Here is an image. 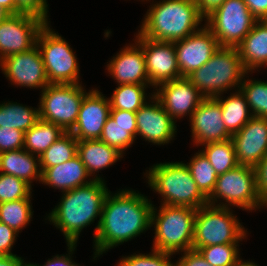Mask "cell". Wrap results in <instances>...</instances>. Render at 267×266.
<instances>
[{"instance_id": "1", "label": "cell", "mask_w": 267, "mask_h": 266, "mask_svg": "<svg viewBox=\"0 0 267 266\" xmlns=\"http://www.w3.org/2000/svg\"><path fill=\"white\" fill-rule=\"evenodd\" d=\"M152 208L151 201L134 190L123 189L115 194L109 192L93 239V259L150 229Z\"/></svg>"}, {"instance_id": "2", "label": "cell", "mask_w": 267, "mask_h": 266, "mask_svg": "<svg viewBox=\"0 0 267 266\" xmlns=\"http://www.w3.org/2000/svg\"><path fill=\"white\" fill-rule=\"evenodd\" d=\"M109 192L104 180L96 179L63 192L61 201L48 214L47 219L63 232L67 243H77L82 229L92 224L99 216L93 236L95 237L101 221L103 204Z\"/></svg>"}, {"instance_id": "3", "label": "cell", "mask_w": 267, "mask_h": 266, "mask_svg": "<svg viewBox=\"0 0 267 266\" xmlns=\"http://www.w3.org/2000/svg\"><path fill=\"white\" fill-rule=\"evenodd\" d=\"M204 18L194 0H163L150 5L138 32L154 41L175 42L200 30Z\"/></svg>"}, {"instance_id": "4", "label": "cell", "mask_w": 267, "mask_h": 266, "mask_svg": "<svg viewBox=\"0 0 267 266\" xmlns=\"http://www.w3.org/2000/svg\"><path fill=\"white\" fill-rule=\"evenodd\" d=\"M148 185L164 199L163 205L198 209L208 204L183 162L157 163L146 172Z\"/></svg>"}, {"instance_id": "5", "label": "cell", "mask_w": 267, "mask_h": 266, "mask_svg": "<svg viewBox=\"0 0 267 266\" xmlns=\"http://www.w3.org/2000/svg\"><path fill=\"white\" fill-rule=\"evenodd\" d=\"M248 75L236 47L220 46L207 63L193 71L187 78L205 98L227 93L228 89H240Z\"/></svg>"}, {"instance_id": "6", "label": "cell", "mask_w": 267, "mask_h": 266, "mask_svg": "<svg viewBox=\"0 0 267 266\" xmlns=\"http://www.w3.org/2000/svg\"><path fill=\"white\" fill-rule=\"evenodd\" d=\"M159 207L157 212L153 205L151 212V227L155 229L152 248L172 254L192 249L197 209L163 204Z\"/></svg>"}, {"instance_id": "7", "label": "cell", "mask_w": 267, "mask_h": 266, "mask_svg": "<svg viewBox=\"0 0 267 266\" xmlns=\"http://www.w3.org/2000/svg\"><path fill=\"white\" fill-rule=\"evenodd\" d=\"M231 208L209 204L196 210L192 249L216 244L239 243L247 234ZM243 226V227H242Z\"/></svg>"}, {"instance_id": "8", "label": "cell", "mask_w": 267, "mask_h": 266, "mask_svg": "<svg viewBox=\"0 0 267 266\" xmlns=\"http://www.w3.org/2000/svg\"><path fill=\"white\" fill-rule=\"evenodd\" d=\"M36 45L42 56L49 84H81L75 53L62 36L50 29L49 22L39 32Z\"/></svg>"}, {"instance_id": "9", "label": "cell", "mask_w": 267, "mask_h": 266, "mask_svg": "<svg viewBox=\"0 0 267 266\" xmlns=\"http://www.w3.org/2000/svg\"><path fill=\"white\" fill-rule=\"evenodd\" d=\"M223 199L226 203L218 202ZM260 197L257 190L255 167L237 165L235 168L220 174L217 177L216 186L210 197L208 204L217 207L230 206L241 207L243 210L258 209Z\"/></svg>"}, {"instance_id": "10", "label": "cell", "mask_w": 267, "mask_h": 266, "mask_svg": "<svg viewBox=\"0 0 267 266\" xmlns=\"http://www.w3.org/2000/svg\"><path fill=\"white\" fill-rule=\"evenodd\" d=\"M86 93L81 84H49L41 92L38 106L40 119L70 132L76 124Z\"/></svg>"}, {"instance_id": "11", "label": "cell", "mask_w": 267, "mask_h": 266, "mask_svg": "<svg viewBox=\"0 0 267 266\" xmlns=\"http://www.w3.org/2000/svg\"><path fill=\"white\" fill-rule=\"evenodd\" d=\"M204 20L219 45L227 47H237L258 21L243 0H226Z\"/></svg>"}, {"instance_id": "12", "label": "cell", "mask_w": 267, "mask_h": 266, "mask_svg": "<svg viewBox=\"0 0 267 266\" xmlns=\"http://www.w3.org/2000/svg\"><path fill=\"white\" fill-rule=\"evenodd\" d=\"M47 22L26 14H11L0 23V61L36 46L37 37Z\"/></svg>"}, {"instance_id": "13", "label": "cell", "mask_w": 267, "mask_h": 266, "mask_svg": "<svg viewBox=\"0 0 267 266\" xmlns=\"http://www.w3.org/2000/svg\"><path fill=\"white\" fill-rule=\"evenodd\" d=\"M136 38L141 42L145 55L146 73L150 85H159L181 78L174 42L154 41L142 36Z\"/></svg>"}, {"instance_id": "14", "label": "cell", "mask_w": 267, "mask_h": 266, "mask_svg": "<svg viewBox=\"0 0 267 266\" xmlns=\"http://www.w3.org/2000/svg\"><path fill=\"white\" fill-rule=\"evenodd\" d=\"M0 68L11 84L44 89L49 85L42 56L37 47L10 55L0 61Z\"/></svg>"}, {"instance_id": "15", "label": "cell", "mask_w": 267, "mask_h": 266, "mask_svg": "<svg viewBox=\"0 0 267 266\" xmlns=\"http://www.w3.org/2000/svg\"><path fill=\"white\" fill-rule=\"evenodd\" d=\"M174 46L182 77L189 76L207 63L220 47L218 40L205 25L183 40L175 41Z\"/></svg>"}, {"instance_id": "16", "label": "cell", "mask_w": 267, "mask_h": 266, "mask_svg": "<svg viewBox=\"0 0 267 266\" xmlns=\"http://www.w3.org/2000/svg\"><path fill=\"white\" fill-rule=\"evenodd\" d=\"M151 95L149 97L152 104L146 102L136 112L137 135L154 145L168 144L177 132L176 122L154 94Z\"/></svg>"}, {"instance_id": "17", "label": "cell", "mask_w": 267, "mask_h": 266, "mask_svg": "<svg viewBox=\"0 0 267 266\" xmlns=\"http://www.w3.org/2000/svg\"><path fill=\"white\" fill-rule=\"evenodd\" d=\"M156 91L153 92L154 96L160 101L171 118L176 119L175 121H177V118H183L187 113L191 117L205 98L187 77L163 83L159 85V89L157 88Z\"/></svg>"}, {"instance_id": "18", "label": "cell", "mask_w": 267, "mask_h": 266, "mask_svg": "<svg viewBox=\"0 0 267 266\" xmlns=\"http://www.w3.org/2000/svg\"><path fill=\"white\" fill-rule=\"evenodd\" d=\"M231 140L238 165L255 167L267 155V118L253 116Z\"/></svg>"}, {"instance_id": "19", "label": "cell", "mask_w": 267, "mask_h": 266, "mask_svg": "<svg viewBox=\"0 0 267 266\" xmlns=\"http://www.w3.org/2000/svg\"><path fill=\"white\" fill-rule=\"evenodd\" d=\"M105 97L95 88L84 95L78 119L70 131L78 141L101 137L111 110L109 99Z\"/></svg>"}, {"instance_id": "20", "label": "cell", "mask_w": 267, "mask_h": 266, "mask_svg": "<svg viewBox=\"0 0 267 266\" xmlns=\"http://www.w3.org/2000/svg\"><path fill=\"white\" fill-rule=\"evenodd\" d=\"M189 119L193 142L197 146L231 139L221 106L215 98H204Z\"/></svg>"}, {"instance_id": "21", "label": "cell", "mask_w": 267, "mask_h": 266, "mask_svg": "<svg viewBox=\"0 0 267 266\" xmlns=\"http://www.w3.org/2000/svg\"><path fill=\"white\" fill-rule=\"evenodd\" d=\"M135 44L127 45L107 64L108 73L118 85H149L146 73L145 55L141 42L136 38Z\"/></svg>"}, {"instance_id": "22", "label": "cell", "mask_w": 267, "mask_h": 266, "mask_svg": "<svg viewBox=\"0 0 267 266\" xmlns=\"http://www.w3.org/2000/svg\"><path fill=\"white\" fill-rule=\"evenodd\" d=\"M40 169L41 183L55 189H61V192H67L79 186L86 185L94 179L103 180L97 175L94 178L92 177V179H88L91 176L88 174L86 167L78 155L60 165Z\"/></svg>"}, {"instance_id": "23", "label": "cell", "mask_w": 267, "mask_h": 266, "mask_svg": "<svg viewBox=\"0 0 267 266\" xmlns=\"http://www.w3.org/2000/svg\"><path fill=\"white\" fill-rule=\"evenodd\" d=\"M137 138L136 113L124 110H110V116L103 127L101 141L116 148L122 154Z\"/></svg>"}, {"instance_id": "24", "label": "cell", "mask_w": 267, "mask_h": 266, "mask_svg": "<svg viewBox=\"0 0 267 266\" xmlns=\"http://www.w3.org/2000/svg\"><path fill=\"white\" fill-rule=\"evenodd\" d=\"M246 71L267 65V20H258L236 47Z\"/></svg>"}, {"instance_id": "25", "label": "cell", "mask_w": 267, "mask_h": 266, "mask_svg": "<svg viewBox=\"0 0 267 266\" xmlns=\"http://www.w3.org/2000/svg\"><path fill=\"white\" fill-rule=\"evenodd\" d=\"M39 156L25 149L0 153V173L13 175L31 186L33 180L41 182Z\"/></svg>"}, {"instance_id": "26", "label": "cell", "mask_w": 267, "mask_h": 266, "mask_svg": "<svg viewBox=\"0 0 267 266\" xmlns=\"http://www.w3.org/2000/svg\"><path fill=\"white\" fill-rule=\"evenodd\" d=\"M77 155L90 176L110 167L123 157L116 148L110 147L100 139L78 141Z\"/></svg>"}, {"instance_id": "27", "label": "cell", "mask_w": 267, "mask_h": 266, "mask_svg": "<svg viewBox=\"0 0 267 266\" xmlns=\"http://www.w3.org/2000/svg\"><path fill=\"white\" fill-rule=\"evenodd\" d=\"M236 92L225 99L221 95L214 97L221 106L225 128L231 135L237 133L253 117L244 94L240 89Z\"/></svg>"}, {"instance_id": "28", "label": "cell", "mask_w": 267, "mask_h": 266, "mask_svg": "<svg viewBox=\"0 0 267 266\" xmlns=\"http://www.w3.org/2000/svg\"><path fill=\"white\" fill-rule=\"evenodd\" d=\"M64 133L65 131L61 127L39 119L24 133V149L40 157Z\"/></svg>"}, {"instance_id": "29", "label": "cell", "mask_w": 267, "mask_h": 266, "mask_svg": "<svg viewBox=\"0 0 267 266\" xmlns=\"http://www.w3.org/2000/svg\"><path fill=\"white\" fill-rule=\"evenodd\" d=\"M39 119V108L34 109L17 102L0 104V127L15 128L25 133Z\"/></svg>"}, {"instance_id": "30", "label": "cell", "mask_w": 267, "mask_h": 266, "mask_svg": "<svg viewBox=\"0 0 267 266\" xmlns=\"http://www.w3.org/2000/svg\"><path fill=\"white\" fill-rule=\"evenodd\" d=\"M148 85L121 84L109 99L111 110L137 112L145 103Z\"/></svg>"}, {"instance_id": "31", "label": "cell", "mask_w": 267, "mask_h": 266, "mask_svg": "<svg viewBox=\"0 0 267 266\" xmlns=\"http://www.w3.org/2000/svg\"><path fill=\"white\" fill-rule=\"evenodd\" d=\"M204 150H200L208 159L218 175L223 174L238 165L234 144L231 139L220 142L203 144Z\"/></svg>"}, {"instance_id": "32", "label": "cell", "mask_w": 267, "mask_h": 266, "mask_svg": "<svg viewBox=\"0 0 267 266\" xmlns=\"http://www.w3.org/2000/svg\"><path fill=\"white\" fill-rule=\"evenodd\" d=\"M78 140L70 132H65L40 157V167L48 168L60 165L77 155Z\"/></svg>"}, {"instance_id": "33", "label": "cell", "mask_w": 267, "mask_h": 266, "mask_svg": "<svg viewBox=\"0 0 267 266\" xmlns=\"http://www.w3.org/2000/svg\"><path fill=\"white\" fill-rule=\"evenodd\" d=\"M31 198L0 203V222L16 232L27 226L33 216Z\"/></svg>"}, {"instance_id": "34", "label": "cell", "mask_w": 267, "mask_h": 266, "mask_svg": "<svg viewBox=\"0 0 267 266\" xmlns=\"http://www.w3.org/2000/svg\"><path fill=\"white\" fill-rule=\"evenodd\" d=\"M200 192L208 199L215 189L219 176L201 151L186 164Z\"/></svg>"}, {"instance_id": "35", "label": "cell", "mask_w": 267, "mask_h": 266, "mask_svg": "<svg viewBox=\"0 0 267 266\" xmlns=\"http://www.w3.org/2000/svg\"><path fill=\"white\" fill-rule=\"evenodd\" d=\"M240 90L246 97L253 116L267 118V81L242 80Z\"/></svg>"}, {"instance_id": "36", "label": "cell", "mask_w": 267, "mask_h": 266, "mask_svg": "<svg viewBox=\"0 0 267 266\" xmlns=\"http://www.w3.org/2000/svg\"><path fill=\"white\" fill-rule=\"evenodd\" d=\"M239 244H216L198 249L203 258L212 266H234L239 260Z\"/></svg>"}, {"instance_id": "37", "label": "cell", "mask_w": 267, "mask_h": 266, "mask_svg": "<svg viewBox=\"0 0 267 266\" xmlns=\"http://www.w3.org/2000/svg\"><path fill=\"white\" fill-rule=\"evenodd\" d=\"M31 188L24 180L0 173V203L31 198Z\"/></svg>"}, {"instance_id": "38", "label": "cell", "mask_w": 267, "mask_h": 266, "mask_svg": "<svg viewBox=\"0 0 267 266\" xmlns=\"http://www.w3.org/2000/svg\"><path fill=\"white\" fill-rule=\"evenodd\" d=\"M151 254H133L126 256L120 260L118 266H174L170 257L172 253L162 252L155 249L151 250Z\"/></svg>"}, {"instance_id": "39", "label": "cell", "mask_w": 267, "mask_h": 266, "mask_svg": "<svg viewBox=\"0 0 267 266\" xmlns=\"http://www.w3.org/2000/svg\"><path fill=\"white\" fill-rule=\"evenodd\" d=\"M19 149H24V132L0 127V153Z\"/></svg>"}, {"instance_id": "40", "label": "cell", "mask_w": 267, "mask_h": 266, "mask_svg": "<svg viewBox=\"0 0 267 266\" xmlns=\"http://www.w3.org/2000/svg\"><path fill=\"white\" fill-rule=\"evenodd\" d=\"M47 0H15L16 14L26 13L37 16L48 23Z\"/></svg>"}, {"instance_id": "41", "label": "cell", "mask_w": 267, "mask_h": 266, "mask_svg": "<svg viewBox=\"0 0 267 266\" xmlns=\"http://www.w3.org/2000/svg\"><path fill=\"white\" fill-rule=\"evenodd\" d=\"M18 234L14 229L0 222V256L16 255L11 250Z\"/></svg>"}, {"instance_id": "42", "label": "cell", "mask_w": 267, "mask_h": 266, "mask_svg": "<svg viewBox=\"0 0 267 266\" xmlns=\"http://www.w3.org/2000/svg\"><path fill=\"white\" fill-rule=\"evenodd\" d=\"M174 266H212L208 263L198 250L190 249L183 251L182 257Z\"/></svg>"}, {"instance_id": "43", "label": "cell", "mask_w": 267, "mask_h": 266, "mask_svg": "<svg viewBox=\"0 0 267 266\" xmlns=\"http://www.w3.org/2000/svg\"><path fill=\"white\" fill-rule=\"evenodd\" d=\"M257 190L260 199L267 193V155L255 166Z\"/></svg>"}, {"instance_id": "44", "label": "cell", "mask_w": 267, "mask_h": 266, "mask_svg": "<svg viewBox=\"0 0 267 266\" xmlns=\"http://www.w3.org/2000/svg\"><path fill=\"white\" fill-rule=\"evenodd\" d=\"M77 243H67L68 246V254L66 255H56L51 259H48L47 262L43 266H81L79 264H76L74 261H71V256L73 254V251L76 248ZM74 262V263H73ZM38 266H41L37 264Z\"/></svg>"}, {"instance_id": "45", "label": "cell", "mask_w": 267, "mask_h": 266, "mask_svg": "<svg viewBox=\"0 0 267 266\" xmlns=\"http://www.w3.org/2000/svg\"><path fill=\"white\" fill-rule=\"evenodd\" d=\"M257 20H267V0H243Z\"/></svg>"}, {"instance_id": "46", "label": "cell", "mask_w": 267, "mask_h": 266, "mask_svg": "<svg viewBox=\"0 0 267 266\" xmlns=\"http://www.w3.org/2000/svg\"><path fill=\"white\" fill-rule=\"evenodd\" d=\"M226 0H194L201 14L206 17Z\"/></svg>"}, {"instance_id": "47", "label": "cell", "mask_w": 267, "mask_h": 266, "mask_svg": "<svg viewBox=\"0 0 267 266\" xmlns=\"http://www.w3.org/2000/svg\"><path fill=\"white\" fill-rule=\"evenodd\" d=\"M21 260L17 255L0 256V266H17Z\"/></svg>"}, {"instance_id": "48", "label": "cell", "mask_w": 267, "mask_h": 266, "mask_svg": "<svg viewBox=\"0 0 267 266\" xmlns=\"http://www.w3.org/2000/svg\"><path fill=\"white\" fill-rule=\"evenodd\" d=\"M0 6L4 7L11 14H16V2H15V0H0Z\"/></svg>"}, {"instance_id": "49", "label": "cell", "mask_w": 267, "mask_h": 266, "mask_svg": "<svg viewBox=\"0 0 267 266\" xmlns=\"http://www.w3.org/2000/svg\"><path fill=\"white\" fill-rule=\"evenodd\" d=\"M11 15V13L6 10L4 7L0 6V23L4 20H6L9 16Z\"/></svg>"}, {"instance_id": "50", "label": "cell", "mask_w": 267, "mask_h": 266, "mask_svg": "<svg viewBox=\"0 0 267 266\" xmlns=\"http://www.w3.org/2000/svg\"><path fill=\"white\" fill-rule=\"evenodd\" d=\"M234 266H258L256 265V263L250 262V261H244L243 260H239Z\"/></svg>"}, {"instance_id": "51", "label": "cell", "mask_w": 267, "mask_h": 266, "mask_svg": "<svg viewBox=\"0 0 267 266\" xmlns=\"http://www.w3.org/2000/svg\"><path fill=\"white\" fill-rule=\"evenodd\" d=\"M263 206L267 207V193L260 199V203H259V209Z\"/></svg>"}, {"instance_id": "52", "label": "cell", "mask_w": 267, "mask_h": 266, "mask_svg": "<svg viewBox=\"0 0 267 266\" xmlns=\"http://www.w3.org/2000/svg\"><path fill=\"white\" fill-rule=\"evenodd\" d=\"M17 266H38L36 263H26L24 259H22Z\"/></svg>"}]
</instances>
